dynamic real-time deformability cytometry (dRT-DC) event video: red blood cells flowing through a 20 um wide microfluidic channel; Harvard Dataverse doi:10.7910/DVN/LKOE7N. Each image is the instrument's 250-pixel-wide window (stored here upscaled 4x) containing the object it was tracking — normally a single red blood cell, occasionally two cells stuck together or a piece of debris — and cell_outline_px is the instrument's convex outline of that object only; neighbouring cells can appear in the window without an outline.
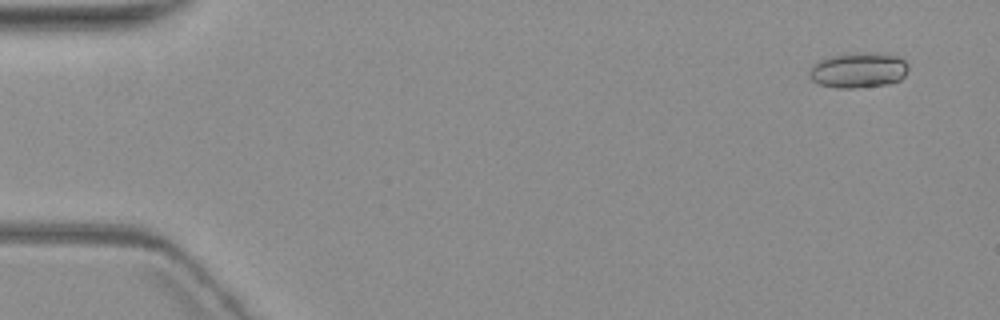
{"species": "common noctule bat (a hibernating species)", "species_latin": "Nyctalus noctula", "temperature_condition": "warm", "stored_images_in_passage": 4, "camera_frame_rate_fps": 3000, "um_per_image_px": 0.085, "animal": {"sex": "female", "body_mass_g": 19.3, "forearm_length_mm": 54.1}, "frame": {"image": 1, "passage_image": 1, "time_ms": 0.0, "image_size_px": [1000, 320], "cell_outline_px": [[908, 68], [904, 76], [900, 80], [888, 84], [852, 88], [836, 88], [820, 84], [812, 80], [808, 76], [808, 72], [812, 64], [820, 60], [832, 56], [880, 52], [896, 56], [904, 60], [908, 64]], "centroid_in_image_um": [72.96, 5.98], "position_along_channel_um": 12.0, "area_um2": 20.23}}
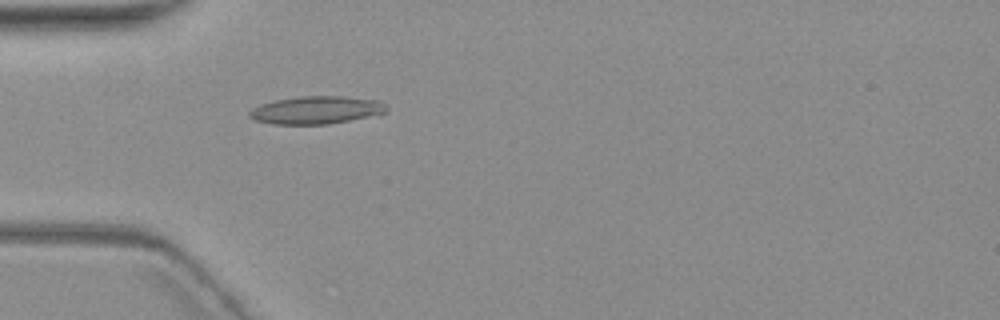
{"frame": {"image": 2, "passage_image": 4, "time_ms": 5.0, "image_size_px": [1000, 320], "cell_outline_px": [[388, 108], [380, 116], [328, 124], [272, 124], [256, 120], [248, 116], [248, 112], [252, 108], [260, 104], [276, 100], [300, 96], [344, 96], [380, 100]], "centroid_in_image_um": [26.94, 9.36], "position_along_channel_um": 58.1, "area_um2": 22.54}}